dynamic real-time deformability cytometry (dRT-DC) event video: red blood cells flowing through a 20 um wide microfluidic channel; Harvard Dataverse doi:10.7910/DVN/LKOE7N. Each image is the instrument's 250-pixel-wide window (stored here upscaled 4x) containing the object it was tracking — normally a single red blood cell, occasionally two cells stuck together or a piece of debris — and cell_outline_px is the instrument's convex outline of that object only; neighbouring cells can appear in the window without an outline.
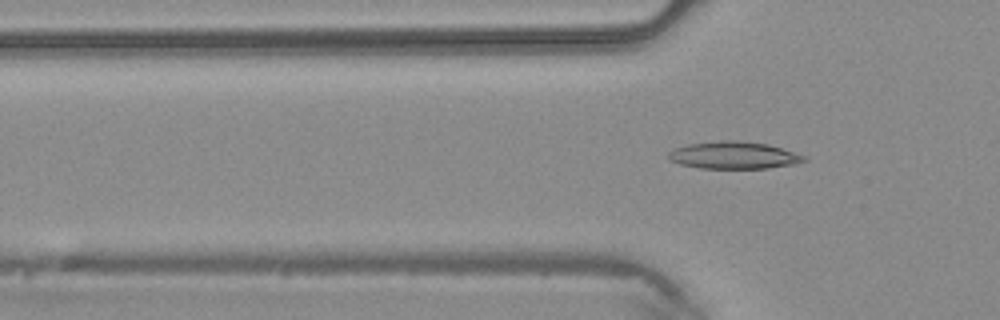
{"species": "common noctule bat (a hibernating species)", "species_latin": "Nyctalus noctula", "temperature_condition": "warm", "stored_images_in_passage": 4, "camera_frame_rate_fps": 3000, "um_per_image_px": 0.085, "animal": {"sex": "male", "body_mass_g": 20.4}, "frame": {"image": 1, "passage_image": 4, "time_ms": 1.0, "image_size_px": [1000, 320], "cell_outline_px": [[808, 160], [792, 164], [768, 168], [700, 168], [680, 164], [672, 160], [668, 156], [668, 152], [676, 148], [688, 144], [720, 140], [736, 140], [768, 144], [804, 156]], "centroid_in_image_um": [62.35, 13.19], "position_along_channel_um": 63.5, "area_um2": 21.21}}